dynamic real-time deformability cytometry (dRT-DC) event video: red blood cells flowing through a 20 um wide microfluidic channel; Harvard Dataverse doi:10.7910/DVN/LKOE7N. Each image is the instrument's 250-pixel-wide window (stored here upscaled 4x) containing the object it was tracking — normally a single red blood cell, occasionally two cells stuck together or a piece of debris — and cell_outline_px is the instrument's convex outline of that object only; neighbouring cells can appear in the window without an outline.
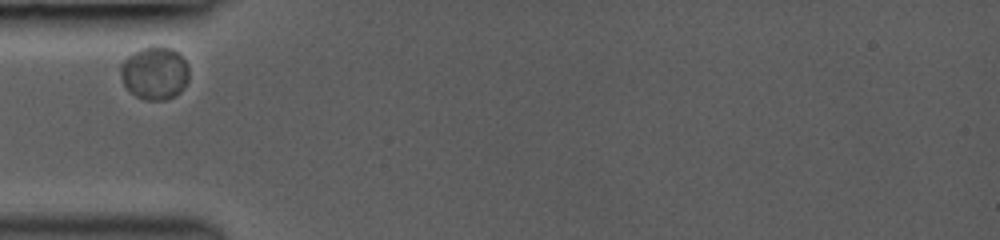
{"species": "common noctule bat (a hibernating species)", "species_latin": "Nyctalus noctula", "temperature_condition": "room temperature", "stored_images_in_passage": 17, "camera_frame_rate_fps": 3000, "um_per_image_px": 0.085, "animal": {"sex": "female", "body_mass_g": 19.0, "forearm_length_mm": 53.3}, "frame": {"image": 1, "passage_image": 1, "time_ms": 0.0, "image_size_px": [1000, 240], "cell_outline_px": [[188, 80], [184, 88], [176, 96], [164, 100], [144, 100], [136, 96], [124, 84], [120, 76], [120, 64], [132, 52], [140, 48], [172, 48], [184, 60], [188, 68]], "centroid_in_image_um": [13.13, 6.24], "position_along_channel_um": 71.9, "area_um2": 20.92}}
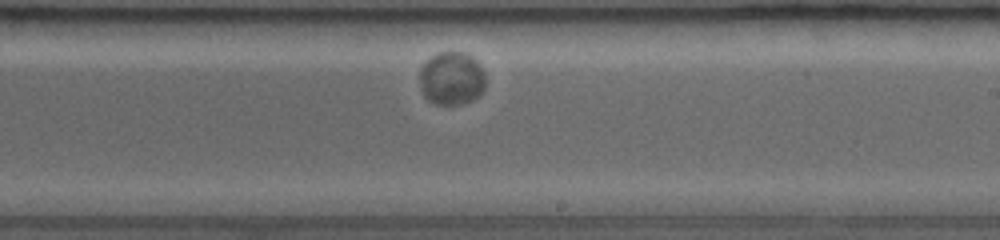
{"frame": {"image": 2, "passage_image": 10, "time_ms": 4.667, "image_size_px": [1000, 240], "cell_outline_px": [[484, 88], [472, 100], [460, 104], [436, 104], [428, 100], [424, 96], [420, 88], [420, 68], [432, 56], [440, 52], [464, 52], [472, 56], [480, 64], [484, 72]], "centroid_in_image_um": [38.38, 6.66], "position_along_channel_um": 250.6, "area_um2": 20.35}}
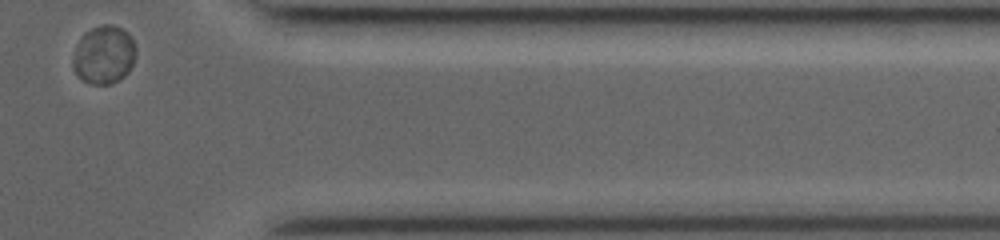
{"frame": {"image": 3, "passage_image": 17, "time_ms": 8.667, "image_size_px": [1000, 240], "cell_outline_px": [[136, 56], [128, 72], [120, 80], [112, 84], [92, 84], [84, 80], [72, 68], [72, 60], [76, 44], [84, 32], [92, 28], [104, 24], [112, 24], [124, 28], [128, 32], [136, 48]], "centroid_in_image_um": [8.84, 4.64], "position_along_channel_um": 402.6, "area_um2": 21.62}}